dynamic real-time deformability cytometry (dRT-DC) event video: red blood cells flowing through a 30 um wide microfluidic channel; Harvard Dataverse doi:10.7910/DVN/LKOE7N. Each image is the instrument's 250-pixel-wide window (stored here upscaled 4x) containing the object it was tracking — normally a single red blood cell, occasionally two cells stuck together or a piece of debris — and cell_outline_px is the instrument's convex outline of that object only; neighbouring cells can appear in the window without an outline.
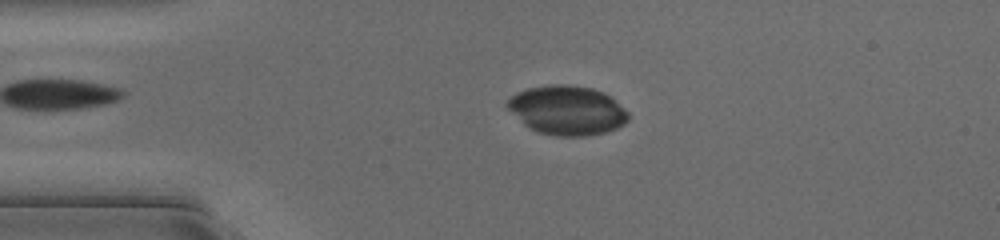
{"species": "common noctule bat (a hibernating species)", "species_latin": "Nyctalus noctula", "temperature_condition": "cold", "stored_images_in_passage": 43, "camera_frame_rate_fps": 3000, "um_per_image_px": 0.085, "animal": {"sex": "female", "body_mass_g": 17.0, "forearm_length_mm": 48.0}, "frame": {"image": 1, "passage_image": 10, "time_ms": 3.0, "image_size_px": [1000, 240], "cell_outline_px": [[628, 120], [624, 124], [616, 128], [604, 132], [580, 136], [560, 136], [540, 132], [532, 128], [508, 108], [508, 100], [512, 96], [528, 88], [592, 88], [608, 96], [628, 112]], "centroid_in_image_um": [48.26, 9.43], "position_along_channel_um": 36.7, "area_um2": 32.48}}
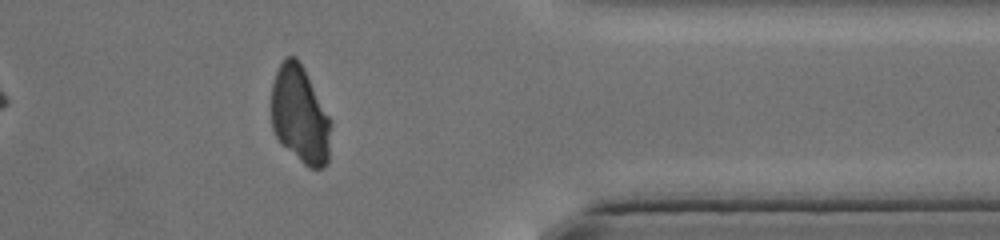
{"frame": {"image": 2, "passage_image": 38, "time_ms": 12.333, "image_size_px": [1000, 240], "cell_outline_px": [[332, 124], [328, 164], [324, 168], [308, 168], [276, 136], [272, 128], [272, 84], [276, 72], [280, 64], [288, 56], [296, 56], [332, 120]], "centroid_in_image_um": [25.53, 9.79], "position_along_channel_um": 385.9, "area_um2": 33.52}}